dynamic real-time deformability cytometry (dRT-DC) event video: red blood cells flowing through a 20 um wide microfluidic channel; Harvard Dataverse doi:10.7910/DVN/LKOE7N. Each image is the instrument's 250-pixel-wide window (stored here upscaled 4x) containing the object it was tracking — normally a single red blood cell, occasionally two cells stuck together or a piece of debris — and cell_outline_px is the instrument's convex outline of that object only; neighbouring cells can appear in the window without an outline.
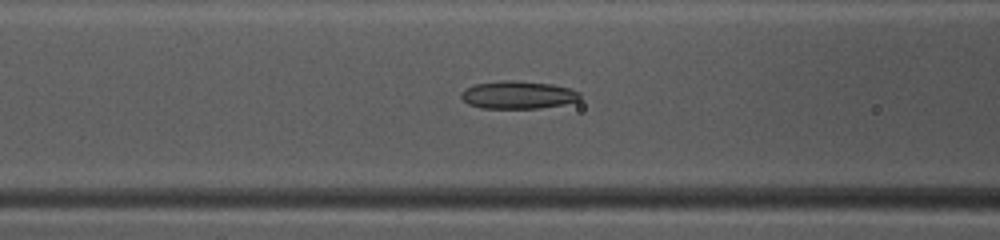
{"species": "common noctule bat (a hibernating species)", "species_latin": "Nyctalus noctula", "temperature_condition": "warm", "stored_images_in_passage": 40, "camera_frame_rate_fps": 3000, "um_per_image_px": 0.085, "animal": {"sex": "female", "body_mass_g": 10.0, "forearm_length_mm": 53.1}, "frame": {"image": 1, "passage_image": 12, "time_ms": 3.667, "image_size_px": [1000, 240], "cell_outline_px": [[580, 100], [564, 104], [540, 108], [480, 108], [468, 104], [460, 96], [460, 92], [464, 88], [476, 84], [504, 80], [512, 80], [552, 84], [568, 88], [580, 92]], "centroid_in_image_um": [44.01, 8.07], "position_along_channel_um": 122.6, "area_um2": 19.25}}
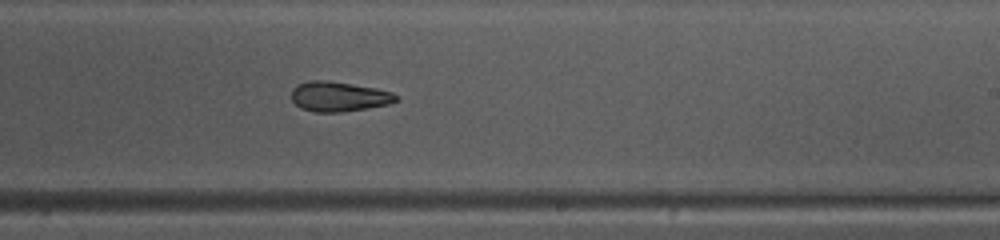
{"frame": {"image": 2, "passage_image": 22, "time_ms": 7.0, "image_size_px": [1000, 240], "cell_outline_px": [[400, 100], [388, 104], [368, 108], [340, 112], [316, 112], [300, 108], [292, 100], [292, 88], [296, 84], [308, 80], [328, 80], [376, 88], [392, 92], [400, 96]], "centroid_in_image_um": [28.81, 8.2], "position_along_channel_um": 260.2, "area_um2": 18.44}}
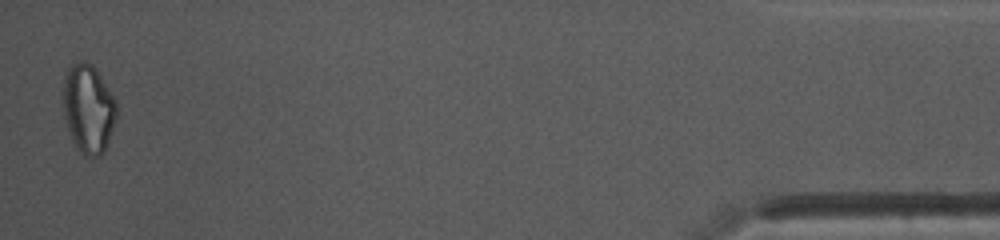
{"frame": {"image": 3, "passage_image": 40, "time_ms": 13.0, "image_size_px": [1000, 240], "cell_outline_px": [[116, 120], [108, 144], [104, 152], [100, 156], [84, 156], [76, 148], [72, 140], [64, 116], [64, 76], [68, 68], [72, 64], [80, 60], [84, 60], [92, 64], [96, 68], [116, 100]], "centroid_in_image_um": [7.52, 9.24], "position_along_channel_um": 427.7, "area_um2": 27.8}, "authors_computed_cell_mechanics": {"area_um2": 19.2474, "velocity_mm_per_s": 4.1251, "shape_relaxation_time_tau1_ms": 9.942, "shape_relaxation_time_tau2_ms": null, "deformation_change_tau1": 0.2462, "deformation_change_tau2": null}}